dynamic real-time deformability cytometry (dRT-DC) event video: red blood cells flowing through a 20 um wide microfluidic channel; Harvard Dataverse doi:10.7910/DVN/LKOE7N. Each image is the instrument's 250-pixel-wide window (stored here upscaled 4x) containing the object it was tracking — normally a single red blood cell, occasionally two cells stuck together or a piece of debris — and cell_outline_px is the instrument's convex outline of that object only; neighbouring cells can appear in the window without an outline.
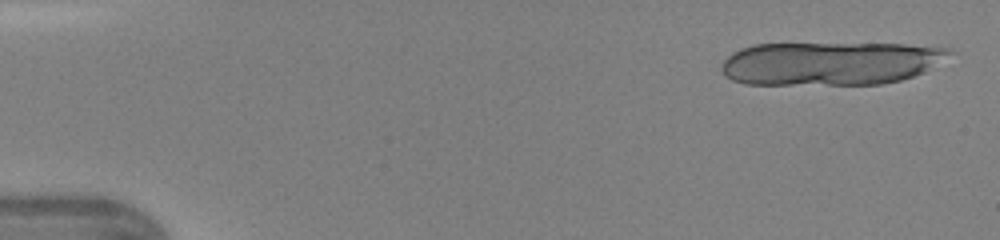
{"species": "human", "species_latin": "Homo sapiens", "temperature_condition": "warm", "stored_images_in_passage": 14, "camera_frame_rate_fps": 3000, "um_per_image_px": 0.085, "donor": {"sex": "female"}, "frame": {"image": 1, "passage_image": 1, "time_ms": 0.0, "image_size_px": [1000, 240], "cell_outline_px": [[956, 52], [924, 72], [900, 80], [880, 84], [744, 84], [732, 80], [724, 76], [720, 68], [720, 64], [732, 52], [740, 48], [752, 44], [904, 44], [952, 48]], "centroid_in_image_um": [70.56, 5.38], "position_along_channel_um": 14.4, "area_um2": 57.97}}